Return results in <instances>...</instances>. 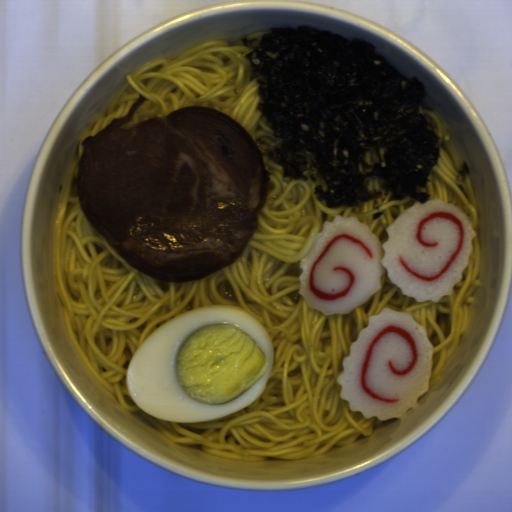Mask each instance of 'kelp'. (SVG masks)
I'll return each instance as SVG.
<instances>
[{"label": "kelp", "instance_id": "kelp-1", "mask_svg": "<svg viewBox=\"0 0 512 512\" xmlns=\"http://www.w3.org/2000/svg\"><path fill=\"white\" fill-rule=\"evenodd\" d=\"M376 46L331 30L303 25L273 28L244 55L257 79L261 110L272 135L282 139L266 153L283 167V181L307 182L320 173L327 188L314 187L328 208L358 206L382 196L365 179H382L389 201L406 196L425 204L439 135L418 112L428 94Z\"/></svg>", "mask_w": 512, "mask_h": 512}]
</instances>
